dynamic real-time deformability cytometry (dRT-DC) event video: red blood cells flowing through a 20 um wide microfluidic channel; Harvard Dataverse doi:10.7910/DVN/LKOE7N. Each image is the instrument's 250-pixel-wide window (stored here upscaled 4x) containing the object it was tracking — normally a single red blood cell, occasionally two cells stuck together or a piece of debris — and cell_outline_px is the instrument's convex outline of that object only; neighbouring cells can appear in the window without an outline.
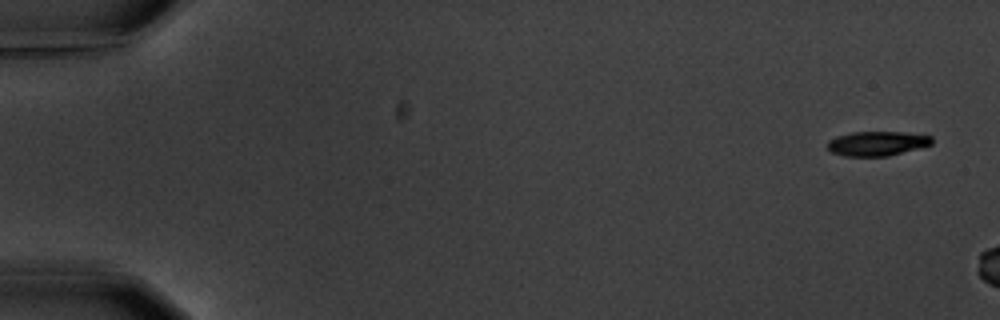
{"species": "common noctule bat (a hibernating species)", "species_latin": "Nyctalus noctula", "temperature_condition": "warm", "stored_images_in_passage": 2, "camera_frame_rate_fps": 3000, "um_per_image_px": 0.085, "animal": {"sex": "male", "body_mass_g": 20.1, "forearm_length_mm": 53.5}, "frame": {"image": 1, "passage_image": 1, "time_ms": 0.0, "image_size_px": [1000, 320], "cell_outline_px": [[932, 144], [888, 156], [844, 156], [832, 152], [828, 148], [828, 140], [836, 136], [852, 132], [904, 132], [932, 136]], "centroid_in_image_um": [74.53, 12.19], "position_along_channel_um": 10.5, "area_um2": 14.8}}